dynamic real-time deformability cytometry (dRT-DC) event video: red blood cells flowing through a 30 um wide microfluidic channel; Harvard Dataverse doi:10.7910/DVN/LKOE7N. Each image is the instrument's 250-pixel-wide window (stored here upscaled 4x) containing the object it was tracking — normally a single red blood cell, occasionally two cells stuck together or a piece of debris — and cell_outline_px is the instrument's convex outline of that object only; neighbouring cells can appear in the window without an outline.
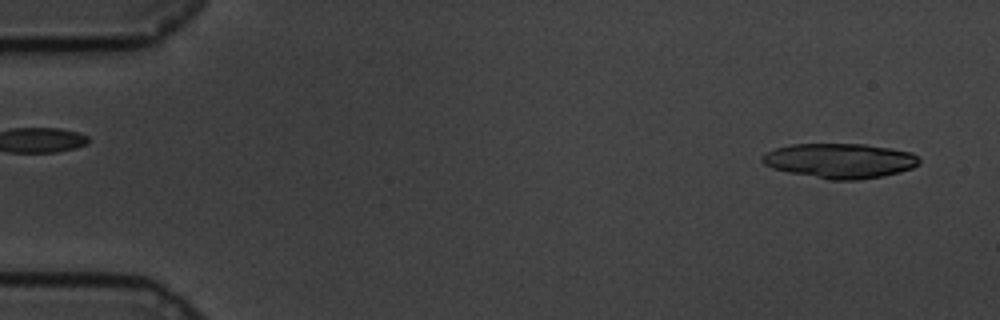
{"species": "common noctule bat (a hibernating species)", "species_latin": "Nyctalus noctula", "temperature_condition": "cold", "stored_images_in_passage": 28, "camera_frame_rate_fps": 3000, "um_per_image_px": 0.085, "animal": {"sex": "male", "body_mass_g": 19.5, "forearm_length_mm": 54.6}, "frame": {"image": 1, "passage_image": 4, "time_ms": 1.0, "image_size_px": [1000, 320], "cell_outline_px": [[920, 164], [912, 168], [900, 172], [884, 176], [856, 180], [832, 180], [788, 172], [772, 168], [764, 164], [760, 160], [760, 156], [776, 148], [792, 144], [864, 144], [892, 148], [912, 152], [920, 160]], "centroid_in_image_um": [71.41, 13.66], "position_along_channel_um": 13.6, "area_um2": 31.96}}
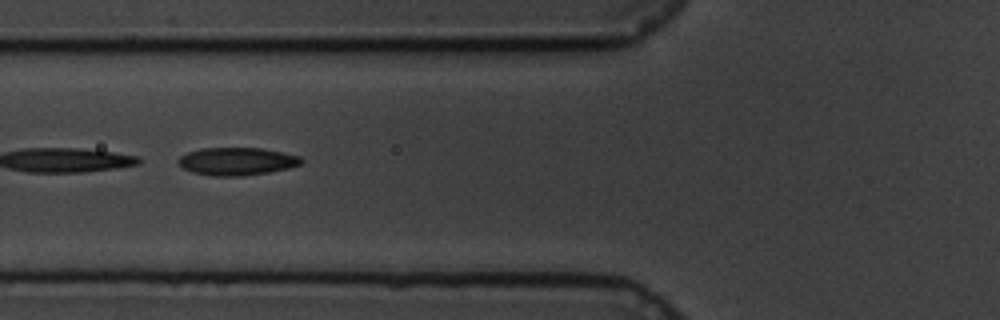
{"frame": {"image": 2, "passage_image": 23, "time_ms": 7.333, "image_size_px": [1000, 320], "cell_outline_px": [[304, 160], [300, 164], [288, 168], [268, 172], [244, 176], [212, 176], [192, 172], [184, 168], [176, 160], [180, 156], [188, 152], [200, 148], [260, 148], [300, 156]], "centroid_in_image_um": [20.11, 13.71], "position_along_channel_um": 105.7, "area_um2": 19.83}}